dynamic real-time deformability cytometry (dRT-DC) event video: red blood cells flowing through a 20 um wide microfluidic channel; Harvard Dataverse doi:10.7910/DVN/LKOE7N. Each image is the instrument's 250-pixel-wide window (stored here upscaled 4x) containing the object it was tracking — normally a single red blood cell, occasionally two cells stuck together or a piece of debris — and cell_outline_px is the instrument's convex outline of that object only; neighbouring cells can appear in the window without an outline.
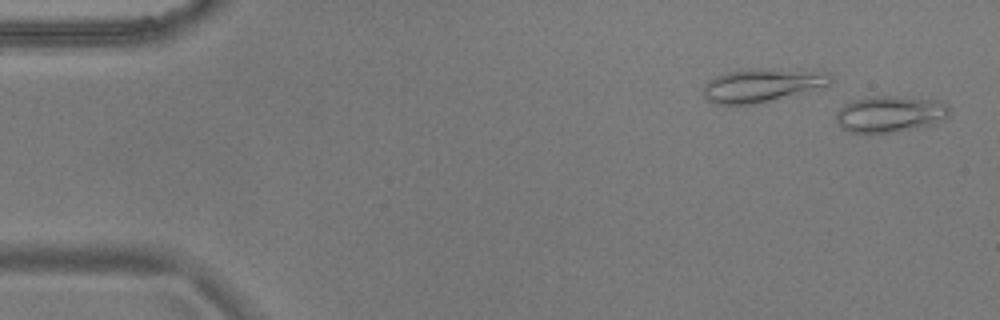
{"species": "common noctule bat (a hibernating species)", "species_latin": "Nyctalus noctula", "temperature_condition": "warm", "stored_images_in_passage": 15, "camera_frame_rate_fps": 3000, "um_per_image_px": 0.085, "animal": {"sex": "male", "body_mass_g": 17.9}, "frame": {"image": 1, "passage_image": 1, "time_ms": 0.0, "image_size_px": [1000, 320], "cell_outline_px": [[948, 116], [936, 124], [872, 136], [868, 136], [848, 132], [840, 128], [836, 124], [836, 112], [844, 104], [852, 100], [872, 96], [896, 96], [936, 100], [948, 104]], "centroid_in_image_um": [75.57, 9.74], "position_along_channel_um": 9.4, "area_um2": 24.85}}